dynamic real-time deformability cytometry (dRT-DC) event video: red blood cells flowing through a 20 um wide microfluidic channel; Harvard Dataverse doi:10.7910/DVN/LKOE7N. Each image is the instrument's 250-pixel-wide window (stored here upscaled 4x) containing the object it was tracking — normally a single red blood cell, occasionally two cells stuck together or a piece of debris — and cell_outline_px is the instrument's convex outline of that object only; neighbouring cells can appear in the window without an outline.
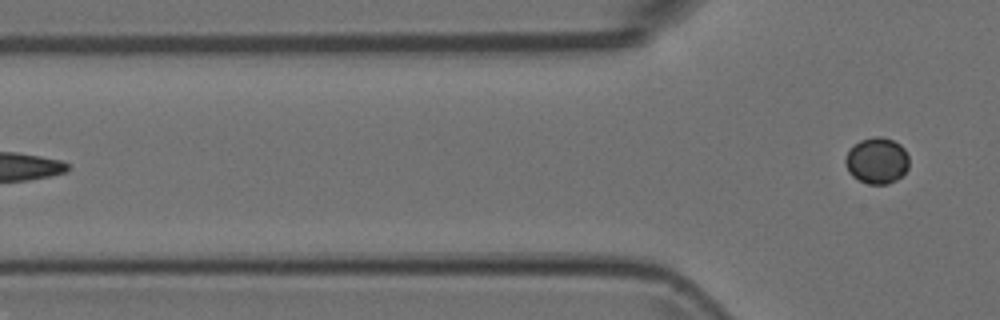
{"species": "Egyptian fruit bat (a non-hibernating species)", "species_latin": "Rousettus aegyptiacus", "temperature_condition": "room temperature", "stored_images_in_passage": 5, "segment_of_instrument_passage": [2, 2], "camera_frame_rate_fps": 3000, "um_per_image_px": 0.085, "animal": {"sex": "female"}, "frame": {"image": 1, "passage_image": 5, "time_ms": 1.333, "image_size_px": [1000, 320], "cell_outline_px": [[908, 168], [896, 180], [888, 184], [868, 184], [852, 176], [848, 172], [844, 160], [848, 152], [860, 140], [872, 136], [880, 136], [892, 140], [900, 144], [904, 148], [908, 156]], "centroid_in_image_um": [74.54, 13.65], "position_along_channel_um": 51.3, "area_um2": 17.05}}